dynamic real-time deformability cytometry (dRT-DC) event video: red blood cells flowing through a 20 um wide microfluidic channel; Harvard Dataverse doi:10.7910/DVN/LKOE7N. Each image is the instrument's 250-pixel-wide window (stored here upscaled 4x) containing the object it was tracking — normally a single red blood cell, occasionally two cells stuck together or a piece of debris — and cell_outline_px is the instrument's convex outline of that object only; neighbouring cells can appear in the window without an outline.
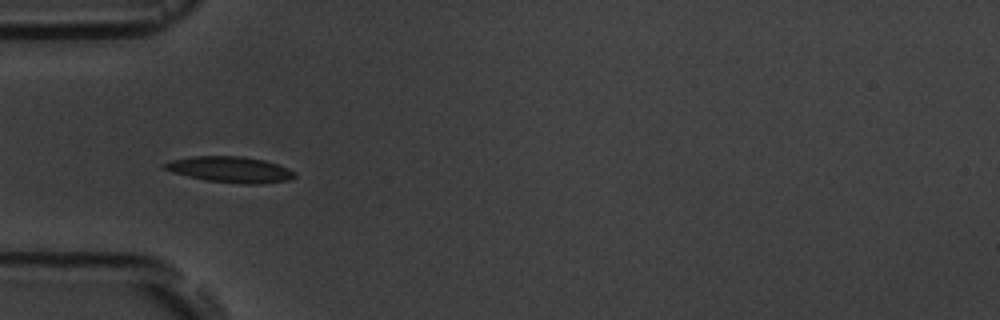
{"species": "common noctule bat (a hibernating species)", "species_latin": "Nyctalus noctula", "temperature_condition": "room temperature", "stored_images_in_passage": 7, "camera_frame_rate_fps": 3000, "um_per_image_px": 0.085, "animal": {"sex": "male", "body_mass_g": 19.5, "forearm_length_mm": 54.6}, "frame": {"image": 1, "passage_image": 5, "time_ms": 4.667, "image_size_px": [1000, 320], "cell_outline_px": [[296, 176], [288, 180], [260, 184], [248, 184], [208, 180], [188, 176], [172, 172], [164, 168], [160, 164], [168, 160], [192, 156], [240, 156], [264, 160], [288, 168], [296, 172]], "centroid_in_image_um": [19.54, 14.4], "position_along_channel_um": 65.5, "area_um2": 19.59}}
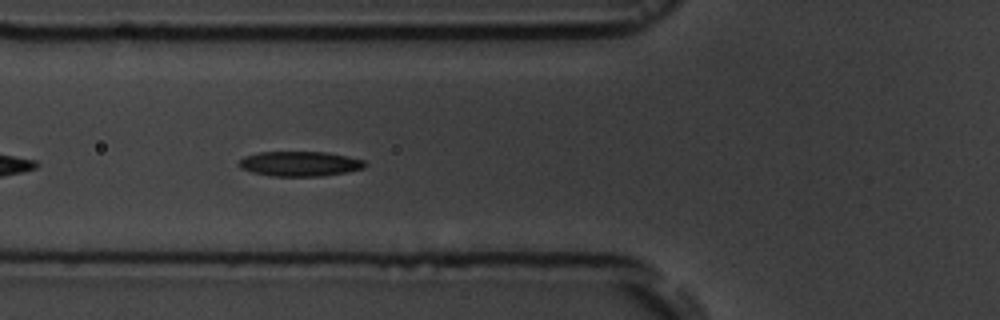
{"frame": {"image": 2, "passage_image": 6, "time_ms": 5.667, "image_size_px": [1000, 320], "cell_outline_px": [[368, 164], [364, 168], [348, 172], [320, 176], [272, 176], [252, 172], [240, 168], [236, 164], [244, 156], [260, 152], [328, 152], [348, 156], [364, 160]], "centroid_in_image_um": [25.5, 13.92], "position_along_channel_um": 100.3, "area_um2": 18.44}}
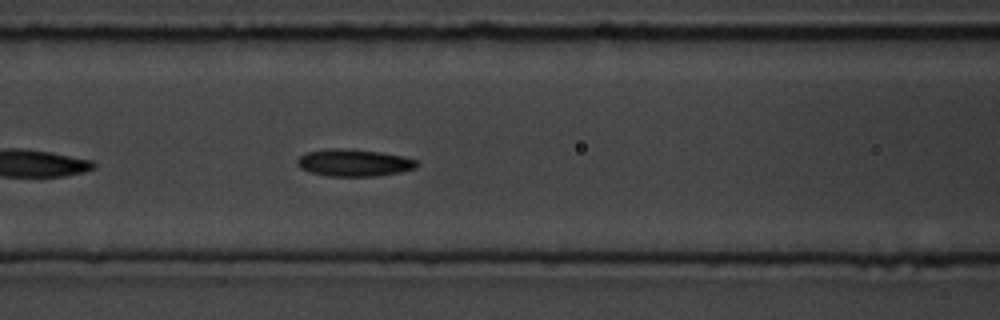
{"frame": {"image": 3, "passage_image": 7, "time_ms": 6.667, "image_size_px": [1000, 320], "cell_outline_px": [[420, 164], [416, 168], [400, 172], [376, 176], [328, 176], [312, 172], [300, 168], [296, 164], [296, 160], [300, 156], [308, 152], [332, 148], [340, 148], [380, 152], [404, 156], [416, 160]], "centroid_in_image_um": [30.11, 13.83], "position_along_channel_um": 136.5, "area_um2": 18.84}}